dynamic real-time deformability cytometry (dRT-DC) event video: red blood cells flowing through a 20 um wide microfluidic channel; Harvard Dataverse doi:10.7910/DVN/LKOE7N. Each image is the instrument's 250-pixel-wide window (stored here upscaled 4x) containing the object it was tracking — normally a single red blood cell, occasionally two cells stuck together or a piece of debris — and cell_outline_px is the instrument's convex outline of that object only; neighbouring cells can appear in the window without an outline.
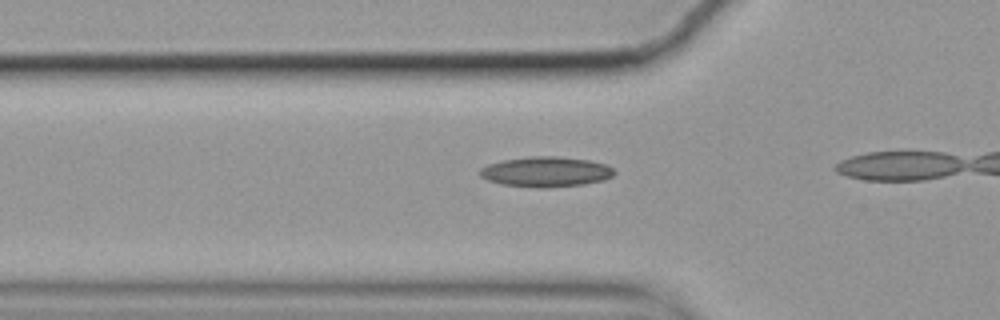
{"species": "common noctule bat (a hibernating species)", "species_latin": "Nyctalus noctula", "temperature_condition": "cold", "stored_images_in_passage": 8, "camera_frame_rate_fps": 3000, "um_per_image_px": 0.085, "animal": {"sex": "female", "body_mass_g": 19.9}, "frame": {"image": 1, "passage_image": 2, "time_ms": 0.333, "image_size_px": [1000, 320], "cell_outline_px": [[616, 172], [612, 176], [604, 180], [584, 184], [548, 188], [540, 188], [500, 184], [488, 180], [480, 176], [476, 172], [480, 168], [488, 164], [504, 160], [532, 156], [556, 156], [588, 160], [608, 164]], "centroid_in_image_um": [46.39, 14.6], "position_along_channel_um": 79.4, "area_um2": 23.81}}
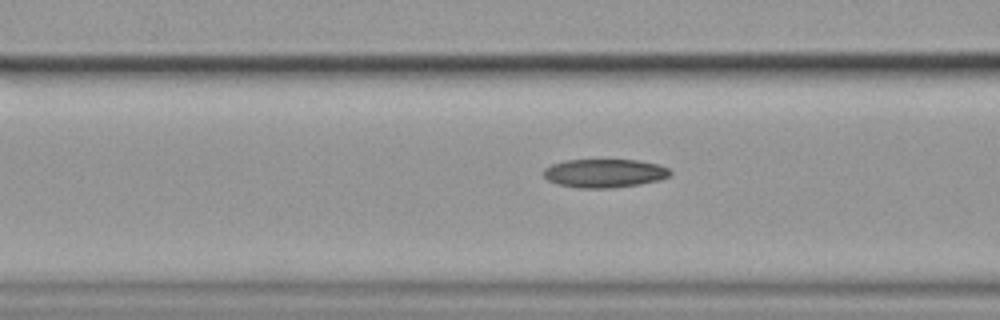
{"frame": {"image": 2, "passage_image": 5, "time_ms": 1.333, "image_size_px": [1000, 320], "cell_outline_px": [[672, 176], [660, 180], [640, 184], [612, 188], [580, 188], [556, 184], [548, 180], [544, 176], [544, 168], [552, 164], [564, 160], [636, 160], [656, 164], [668, 168], [672, 172]], "centroid_in_image_um": [51.39, 14.73], "position_along_channel_um": 115.2, "area_um2": 21.15}}